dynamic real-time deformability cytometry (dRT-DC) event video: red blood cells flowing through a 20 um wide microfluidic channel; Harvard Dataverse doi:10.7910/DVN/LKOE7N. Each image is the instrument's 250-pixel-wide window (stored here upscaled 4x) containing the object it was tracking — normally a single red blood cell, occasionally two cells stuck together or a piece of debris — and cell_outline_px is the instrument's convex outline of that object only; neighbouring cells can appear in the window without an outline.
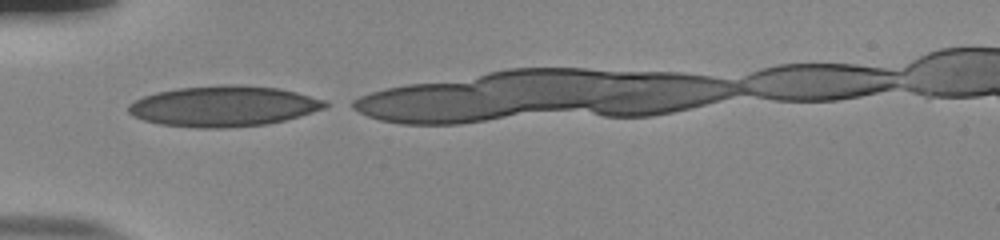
{"species": "human", "species_latin": "Homo sapiens", "temperature_condition": "room temperature", "stored_images_in_passage": 7, "camera_frame_rate_fps": 3000, "um_per_image_px": 0.085, "donor": {"sex": "male"}, "frame": {"image": 1, "passage_image": 1, "time_ms": 0.0, "image_size_px": [1000, 240], "cell_outline_px": [[332, 104], [324, 108], [300, 116], [268, 124], [224, 128], [196, 128], [160, 124], [144, 120], [132, 116], [128, 112], [128, 104], [144, 96], [156, 92], [176, 88], [224, 84], [232, 84], [280, 88], [296, 92], [324, 100]], "centroid_in_image_um": [18.99, 9.02], "position_along_channel_um": 66.0, "area_um2": 46.7}}
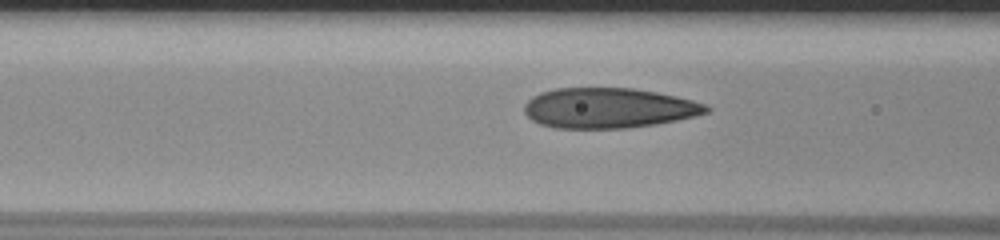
{"frame": {"image": 2, "passage_image": 5, "time_ms": 1.333, "image_size_px": [1000, 240], "cell_outline_px": [[712, 108], [708, 112], [676, 120], [656, 124], [628, 128], [556, 128], [540, 124], [532, 120], [524, 112], [524, 104], [532, 96], [540, 92], [556, 88], [632, 88], [656, 92], [676, 96], [692, 100], [704, 104]], "centroid_in_image_um": [51.7, 9.18], "position_along_channel_um": 114.9, "area_um2": 42.6}}